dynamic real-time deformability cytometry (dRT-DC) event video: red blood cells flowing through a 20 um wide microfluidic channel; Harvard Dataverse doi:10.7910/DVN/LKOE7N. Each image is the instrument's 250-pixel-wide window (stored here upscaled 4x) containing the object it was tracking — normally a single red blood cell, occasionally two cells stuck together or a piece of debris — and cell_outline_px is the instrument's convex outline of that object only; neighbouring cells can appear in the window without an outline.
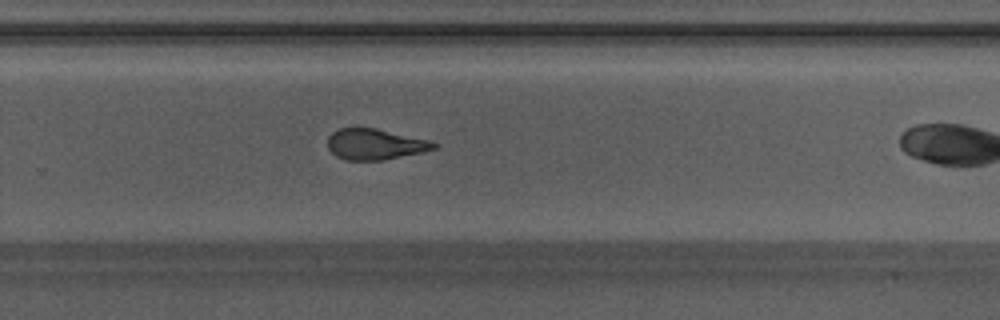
{"species": "Egyptian fruit bat (a non-hibernating species)", "species_latin": "Rousettus aegyptiacus", "temperature_condition": "warm", "stored_images_in_passage": 27, "camera_frame_rate_fps": 3000, "um_per_image_px": 0.085, "animal": {"sex": "male"}, "frame": {"image": 1, "passage_image": 20, "time_ms": 6.333, "image_size_px": [1000, 320], "cell_outline_px": [[440, 144], [436, 148], [424, 152], [384, 160], [344, 160], [336, 156], [328, 148], [328, 136], [332, 132], [340, 128], [376, 128], [428, 140]], "centroid_in_image_um": [31.89, 12.27], "position_along_channel_um": 297.9, "area_um2": 19.13}}
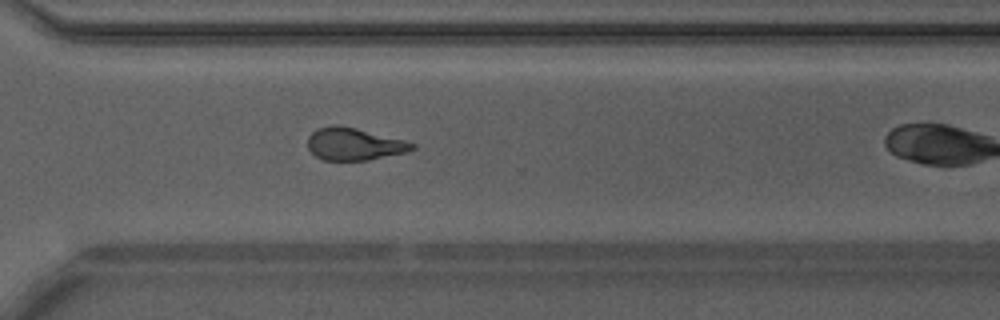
{"frame": {"image": 2, "passage_image": 23, "time_ms": 7.333, "image_size_px": [1000, 320], "cell_outline_px": [[416, 148], [404, 152], [368, 160], [324, 160], [316, 156], [308, 148], [308, 136], [316, 128], [332, 124], [336, 124], [356, 128], [404, 140], [416, 144]], "centroid_in_image_um": [30.06, 12.23], "position_along_channel_um": 340.5, "area_um2": 19.59}}